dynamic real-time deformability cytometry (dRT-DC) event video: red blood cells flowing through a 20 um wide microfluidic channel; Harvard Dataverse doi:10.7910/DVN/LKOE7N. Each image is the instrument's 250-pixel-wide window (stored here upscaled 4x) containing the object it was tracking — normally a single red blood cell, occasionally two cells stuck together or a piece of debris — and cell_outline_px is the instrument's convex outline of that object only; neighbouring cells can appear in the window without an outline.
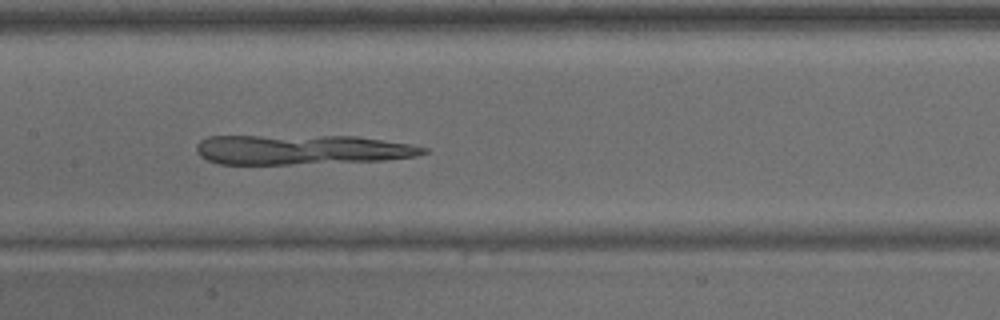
{"species": "common noctule bat (a hibernating species)", "species_latin": "Nyctalus noctula", "temperature_condition": "warm", "stored_images_in_passage": 19, "camera_frame_rate_fps": 3000, "um_per_image_px": 0.085, "animal": {"sex": "male", "body_mass_g": 15.6}, "frame": {"image": 1, "passage_image": 19, "time_ms": 6.0, "image_size_px": [1000, 320], "cell_outline_px": [[428, 152], [416, 156], [384, 160], [288, 164], [220, 164], [208, 160], [200, 156], [196, 152], [196, 144], [200, 140], [208, 136], [356, 136], [412, 144], [428, 148]], "centroid_in_image_um": [25.63, 12.71], "position_along_channel_um": 181.8, "area_um2": 39.42}}